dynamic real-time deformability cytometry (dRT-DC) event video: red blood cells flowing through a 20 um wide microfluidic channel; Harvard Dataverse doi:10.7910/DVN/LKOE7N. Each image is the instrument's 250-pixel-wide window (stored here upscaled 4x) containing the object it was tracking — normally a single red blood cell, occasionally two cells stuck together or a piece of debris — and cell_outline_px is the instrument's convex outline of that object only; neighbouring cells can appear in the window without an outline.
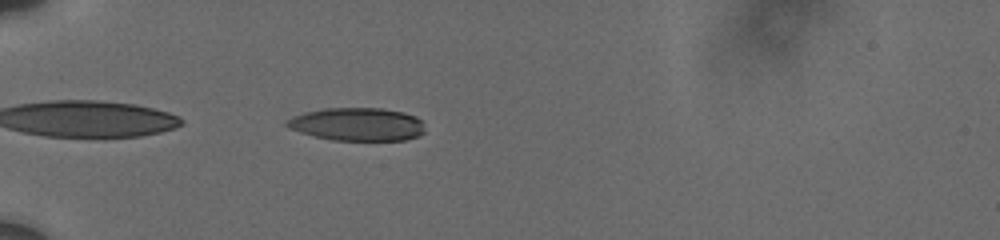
{"species": "human", "species_latin": "Homo sapiens", "temperature_condition": "cold", "stored_images_in_passage": 17, "camera_frame_rate_fps": 3000, "um_per_image_px": 0.085, "donor": {"sex": "male"}, "frame": {"image": 1, "passage_image": 2, "time_ms": 0.333, "image_size_px": [1000, 240], "cell_outline_px": [[424, 132], [420, 136], [404, 140], [332, 140], [300, 132], [288, 128], [284, 124], [284, 120], [292, 116], [304, 112], [324, 108], [380, 108], [404, 112], [416, 116], [424, 120]], "centroid_in_image_um": [30.38, 10.55], "position_along_channel_um": 54.6, "area_um2": 26.93}}
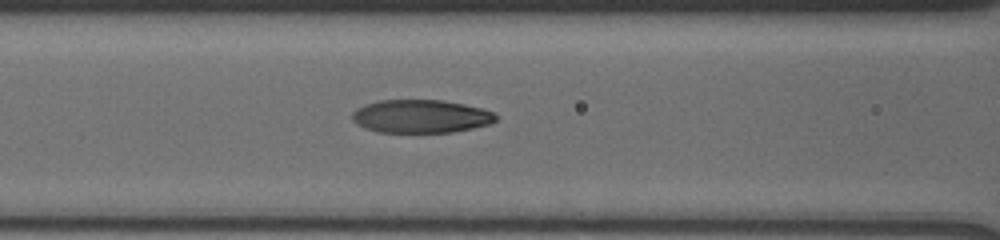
{"frame": {"image": 2, "passage_image": 12, "time_ms": 3.0, "image_size_px": [1000, 240], "cell_outline_px": [[496, 120], [488, 124], [472, 128], [452, 132], [376, 132], [364, 128], [356, 124], [352, 120], [352, 112], [356, 108], [364, 104], [376, 100], [444, 100], [464, 104], [480, 108], [492, 112], [496, 116]], "centroid_in_image_um": [35.7, 9.88], "position_along_channel_um": 130.9, "area_um2": 27.86}}
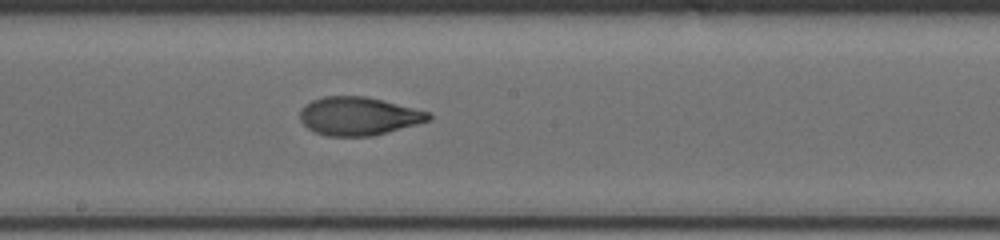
{"frame": {"image": 3, "passage_image": 17, "time_ms": 5.333, "image_size_px": [1000, 240], "cell_outline_px": [[432, 120], [388, 132], [372, 136], [328, 136], [316, 132], [308, 128], [300, 120], [300, 112], [312, 100], [324, 96], [364, 96], [428, 112], [432, 116]], "centroid_in_image_um": [30.48, 9.88], "position_along_channel_um": 217.7, "area_um2": 28.26}}